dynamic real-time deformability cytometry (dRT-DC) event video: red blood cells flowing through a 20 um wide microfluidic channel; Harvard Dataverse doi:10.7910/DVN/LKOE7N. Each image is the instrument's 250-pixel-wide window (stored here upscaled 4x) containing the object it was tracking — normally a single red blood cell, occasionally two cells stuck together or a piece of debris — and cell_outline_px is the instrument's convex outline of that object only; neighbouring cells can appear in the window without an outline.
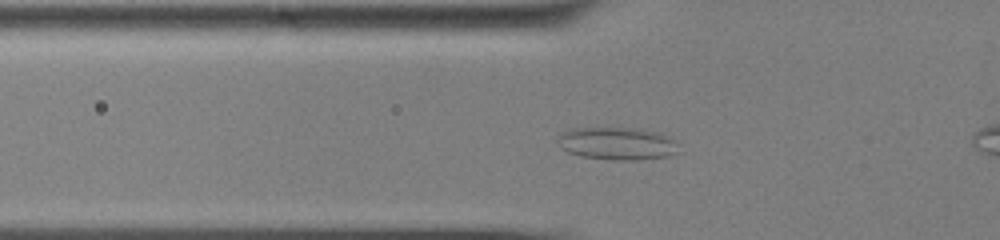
{"species": "common noctule bat (a hibernating species)", "species_latin": "Nyctalus noctula", "temperature_condition": "cold", "stored_images_in_passage": 55, "camera_frame_rate_fps": 3000, "um_per_image_px": 0.085, "animal": {"sex": "male", "body_mass_g": 13.0, "forearm_length_mm": 53.1}, "frame": {"image": 1, "passage_image": 17, "time_ms": 5.333, "image_size_px": [1000, 240], "cell_outline_px": [[684, 152], [672, 156], [636, 160], [612, 160], [580, 156], [568, 152], [560, 148], [556, 140], [560, 132], [572, 128], [644, 128], [660, 132], [668, 136]], "centroid_in_image_um": [52.49, 12.2], "position_along_channel_um": 73.3, "area_um2": 23.7}}
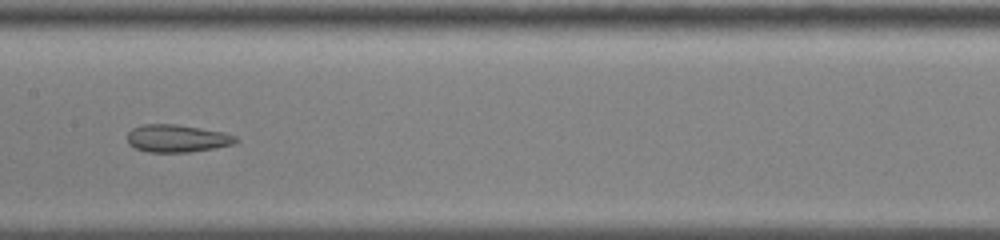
{"frame": {"image": 2, "passage_image": 27, "time_ms": 8.667, "image_size_px": [1000, 240], "cell_outline_px": [[240, 140], [236, 144], [188, 152], [148, 152], [136, 148], [128, 144], [128, 132], [132, 128], [144, 124], [176, 124], [224, 132], [236, 136]], "centroid_in_image_um": [15.07, 11.76], "position_along_channel_um": 192.3, "area_um2": 17.46}}
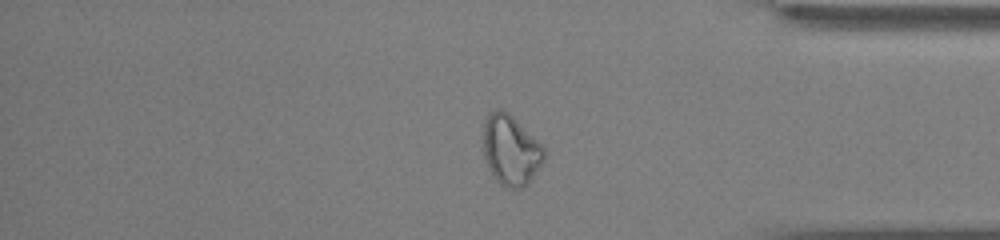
{"frame": {"image": 3, "passage_image": 45, "time_ms": 14.667, "image_size_px": [1000, 240], "cell_outline_px": [[544, 160], [528, 184], [520, 188], [508, 188], [500, 184], [496, 180], [488, 168], [484, 160], [484, 124], [488, 112], [492, 108], [500, 108], [508, 112], [544, 144]], "centroid_in_image_um": [43.42, 12.73], "position_along_channel_um": 391.8, "area_um2": 25.26}, "authors_computed_cell_mechanics": {"area_um2": 23.8136, "velocity_mm_per_s": 3.5812, "shape_relaxation_time_tau1_ms": null, "shape_relaxation_time_tau2_ms": 2.0201, "deformation_change_tau1": null, "deformation_change_tau2": 0.0853}}